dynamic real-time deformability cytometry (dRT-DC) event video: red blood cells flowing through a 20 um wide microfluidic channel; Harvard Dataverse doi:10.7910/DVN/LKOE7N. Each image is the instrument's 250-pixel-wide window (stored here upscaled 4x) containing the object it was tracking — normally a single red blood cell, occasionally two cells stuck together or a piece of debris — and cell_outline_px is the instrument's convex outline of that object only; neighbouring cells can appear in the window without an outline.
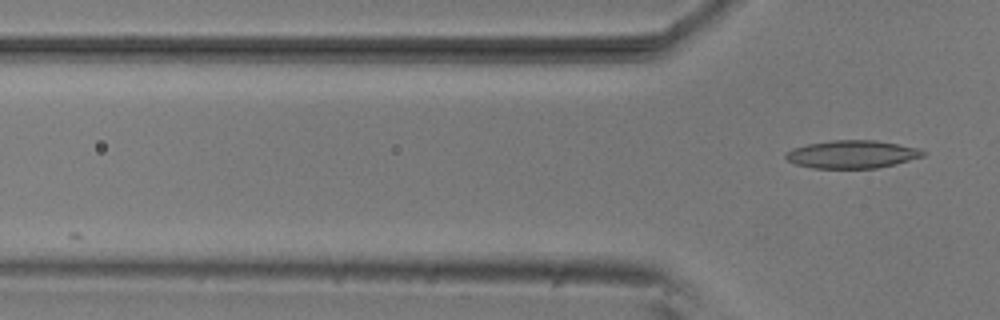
{"species": "common noctule bat (a hibernating species)", "species_latin": "Nyctalus noctula", "temperature_condition": "room temperature", "stored_images_in_passage": 8, "camera_frame_rate_fps": 3000, "um_per_image_px": 0.085, "animal": {"sex": "male", "body_mass_g": 20.5, "forearm_length_mm": 52.5}, "frame": {"image": 1, "passage_image": 8, "time_ms": 2.333, "image_size_px": [1000, 320], "cell_outline_px": [[928, 152], [924, 156], [896, 164], [876, 168], [812, 168], [796, 164], [788, 160], [784, 156], [784, 152], [792, 148], [808, 144], [832, 140], [876, 140], [920, 148]], "centroid_in_image_um": [72.45, 13.11], "position_along_channel_um": 53.4, "area_um2": 22.48}}